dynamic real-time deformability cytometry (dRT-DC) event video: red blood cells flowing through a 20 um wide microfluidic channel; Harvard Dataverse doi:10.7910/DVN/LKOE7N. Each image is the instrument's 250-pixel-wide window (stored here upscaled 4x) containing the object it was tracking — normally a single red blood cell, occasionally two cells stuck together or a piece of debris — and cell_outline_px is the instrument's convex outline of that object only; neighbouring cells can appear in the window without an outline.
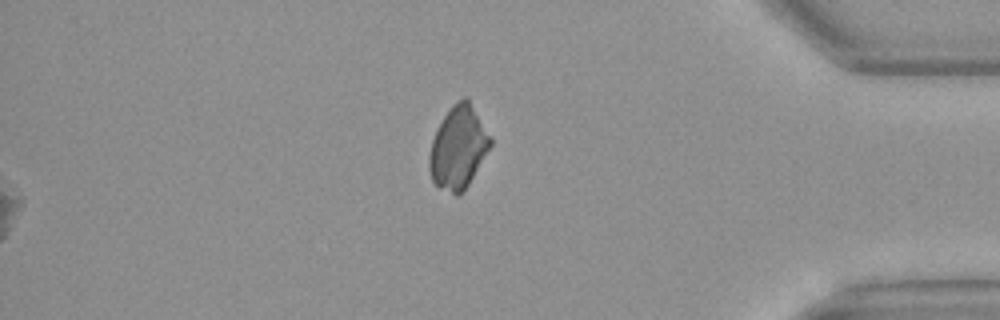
{"species": "Egyptian fruit bat (a non-hibernating species)", "species_latin": "Rousettus aegyptiacus", "temperature_condition": "warm", "stored_images_in_passage": 44, "segment_of_instrument_passage": [2, 2], "camera_frame_rate_fps": 3000, "um_per_image_px": 0.085, "animal": {"sex": "female"}, "frame": {"image": 1, "passage_image": 44, "time_ms": 14.333, "image_size_px": [1000, 320], "cell_outline_px": [[492, 144], [468, 184], [456, 196], [440, 188], [432, 180], [428, 168], [428, 156], [432, 140], [436, 128], [444, 116], [456, 100], [464, 96], [468, 96], [492, 140]], "centroid_in_image_um": [38.93, 12.5], "position_along_channel_um": 396.3, "area_um2": 29.3}}